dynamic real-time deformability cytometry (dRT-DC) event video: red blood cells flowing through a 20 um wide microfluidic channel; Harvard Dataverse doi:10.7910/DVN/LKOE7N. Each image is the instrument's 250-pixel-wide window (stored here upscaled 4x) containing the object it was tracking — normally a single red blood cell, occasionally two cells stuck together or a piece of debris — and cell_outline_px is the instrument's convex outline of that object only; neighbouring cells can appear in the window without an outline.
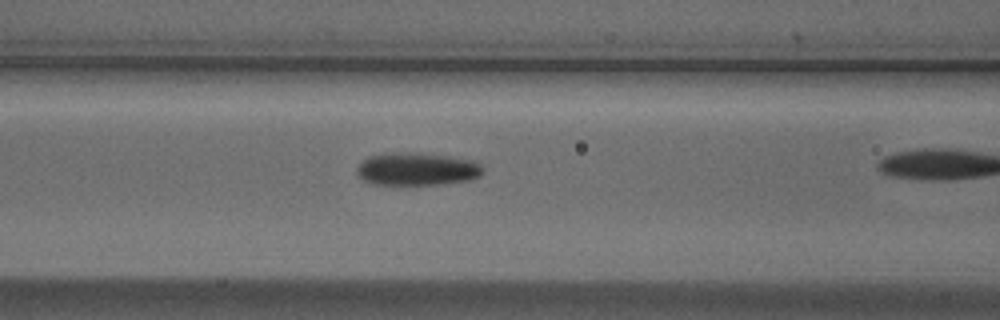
{"species": "Egyptian fruit bat (a non-hibernating species)", "species_latin": "Rousettus aegyptiacus", "temperature_condition": "cold", "stored_images_in_passage": 35, "camera_frame_rate_fps": 3000, "um_per_image_px": 0.085, "animal": {"sex": "male"}, "frame": {"image": 1, "passage_image": 8, "time_ms": 2.333, "image_size_px": [1000, 320], "cell_outline_px": [[484, 172], [480, 176], [468, 180], [440, 184], [368, 184], [356, 176], [356, 168], [368, 156], [392, 152], [400, 152], [448, 156], [476, 160], [484, 168]], "centroid_in_image_um": [35.43, 14.37], "position_along_channel_um": 131.2, "area_um2": 24.22}, "authors_computed_cell_mechanics": {"area_um2": 23.4668, "velocity_mm_per_s": 3.7457, "shape_relaxation_time_tau1_ms": 4.0162, "shape_relaxation_time_tau2_ms": 6.4369, "deformation_change_tau1": 0.104, "deformation_change_tau2": 0.1515}}